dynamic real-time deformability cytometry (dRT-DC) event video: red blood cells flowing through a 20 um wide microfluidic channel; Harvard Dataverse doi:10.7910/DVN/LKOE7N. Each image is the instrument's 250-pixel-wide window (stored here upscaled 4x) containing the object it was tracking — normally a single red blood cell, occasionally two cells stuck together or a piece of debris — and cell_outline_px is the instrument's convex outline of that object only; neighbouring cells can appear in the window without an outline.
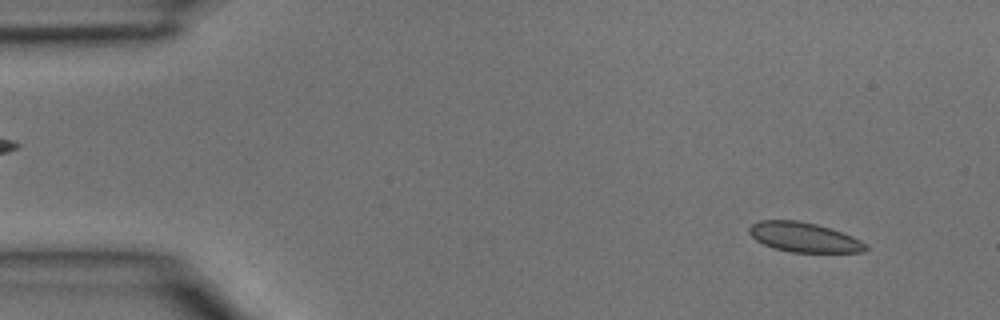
{"species": "common noctule bat (a hibernating species)", "species_latin": "Nyctalus noctula", "temperature_condition": "room temperature", "stored_images_in_passage": 3, "camera_frame_rate_fps": 3000, "um_per_image_px": 0.085, "animal": {"sex": "male", "body_mass_g": 15.6}, "frame": {"image": 1, "passage_image": 3, "time_ms": 0.667, "image_size_px": [1000, 320], "cell_outline_px": [[868, 248], [864, 252], [792, 252], [776, 248], [764, 244], [756, 240], [748, 232], [748, 228], [752, 224], [760, 220], [796, 220], [816, 224], [832, 228], [852, 236], [868, 244]], "centroid_in_image_um": [68.36, 20.16], "position_along_channel_um": 16.6, "area_um2": 20.11}}